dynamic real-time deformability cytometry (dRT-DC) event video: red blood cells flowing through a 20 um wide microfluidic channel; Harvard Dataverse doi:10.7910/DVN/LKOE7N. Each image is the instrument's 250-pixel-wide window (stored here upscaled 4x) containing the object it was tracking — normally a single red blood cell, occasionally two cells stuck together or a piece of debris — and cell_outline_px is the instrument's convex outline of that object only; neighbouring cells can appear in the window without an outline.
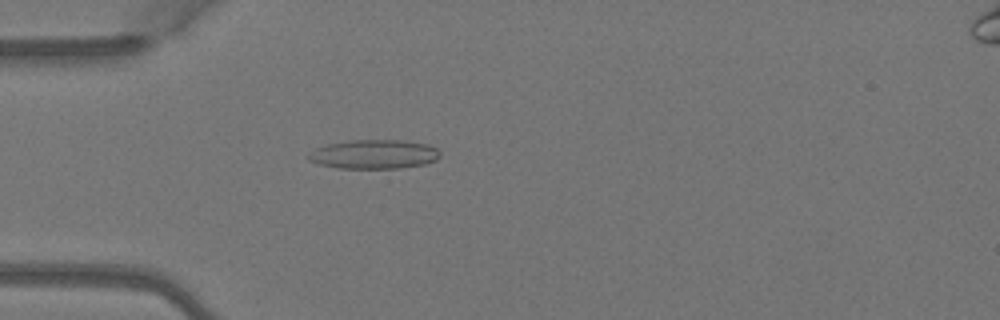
{"species": "Egyptian fruit bat (a non-hibernating species)", "species_latin": "Rousettus aegyptiacus", "temperature_condition": "warm", "stored_images_in_passage": 4, "camera_frame_rate_fps": 3000, "um_per_image_px": 0.085, "animal": {"sex": "female"}, "frame": {"image": 1, "passage_image": 4, "time_ms": 1.0, "image_size_px": [1000, 320], "cell_outline_px": [[440, 156], [436, 160], [424, 164], [400, 168], [340, 168], [320, 164], [308, 160], [308, 156], [316, 148], [328, 144], [352, 140], [400, 140], [428, 144], [436, 148], [440, 152]], "centroid_in_image_um": [31.83, 13.11], "position_along_channel_um": 53.2, "area_um2": 22.14}}